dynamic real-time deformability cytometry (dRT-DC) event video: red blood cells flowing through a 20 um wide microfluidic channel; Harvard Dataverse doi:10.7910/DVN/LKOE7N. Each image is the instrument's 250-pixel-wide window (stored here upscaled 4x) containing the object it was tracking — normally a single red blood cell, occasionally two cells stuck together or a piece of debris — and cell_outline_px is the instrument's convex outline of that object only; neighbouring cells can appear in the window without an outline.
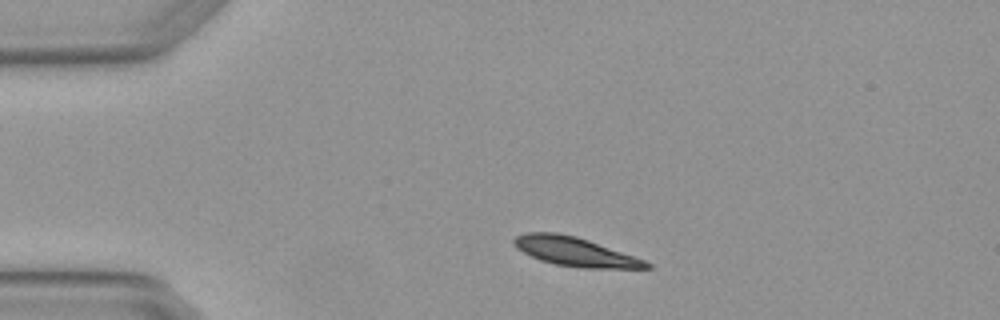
{"species": "Egyptian fruit bat (a non-hibernating species)", "species_latin": "Rousettus aegyptiacus", "temperature_condition": "warm", "stored_images_in_passage": 2, "camera_frame_rate_fps": 3000, "um_per_image_px": 0.085, "animal": {"sex": "female"}, "frame": {"image": 1, "passage_image": 1, "time_ms": 0.0, "image_size_px": [1000, 320], "cell_outline_px": [[652, 268], [580, 268], [556, 264], [540, 260], [516, 248], [512, 244], [512, 240], [516, 236], [524, 232], [556, 232], [576, 236], [588, 240], [644, 260], [652, 264]], "centroid_in_image_um": [48.82, 21.38], "position_along_channel_um": 36.2, "area_um2": 22.2}}